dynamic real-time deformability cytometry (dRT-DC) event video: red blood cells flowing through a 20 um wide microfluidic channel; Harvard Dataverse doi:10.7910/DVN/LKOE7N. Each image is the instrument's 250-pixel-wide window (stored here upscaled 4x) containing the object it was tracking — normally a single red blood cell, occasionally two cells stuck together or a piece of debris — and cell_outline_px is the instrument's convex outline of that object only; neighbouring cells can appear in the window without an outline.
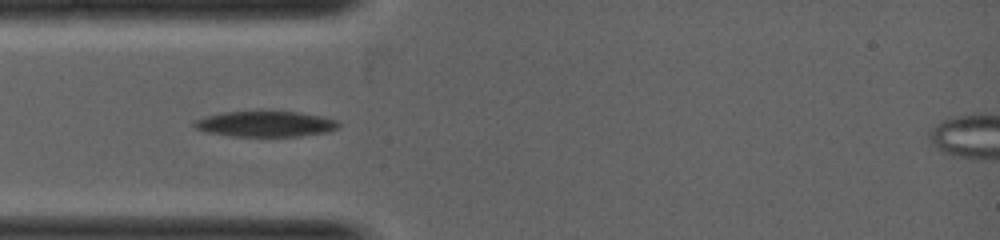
{"species": "common noctule bat (a hibernating species)", "species_latin": "Nyctalus noctula", "temperature_condition": "warm", "stored_images_in_passage": 7, "camera_frame_rate_fps": 5000, "um_per_image_px": 0.085, "animal": {"sex": "female", "body_mass_g": 19.0, "forearm_length_mm": 53.3}, "frame": {"image": 1, "passage_image": 3, "time_ms": 1.2, "image_size_px": [1000, 240], "cell_outline_px": [[340, 128], [328, 132], [296, 136], [232, 136], [204, 132], [196, 128], [192, 124], [192, 120], [204, 116], [224, 112], [300, 112], [320, 116], [336, 120], [340, 124]], "centroid_in_image_um": [22.53, 10.54], "position_along_channel_um": 62.5, "area_um2": 21.56}}
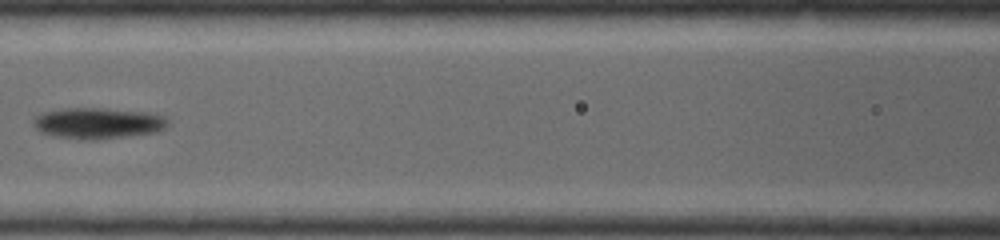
{"frame": {"image": 2, "passage_image": 5, "time_ms": 2.4, "image_size_px": [1000, 240], "cell_outline_px": [[168, 124], [164, 128], [156, 132], [96, 140], [84, 140], [56, 136], [40, 132], [32, 124], [32, 120], [40, 112], [60, 108], [104, 108], [148, 112], [164, 116], [168, 120]], "centroid_in_image_um": [8.28, 10.46], "position_along_channel_um": 158.3, "area_um2": 24.57}}
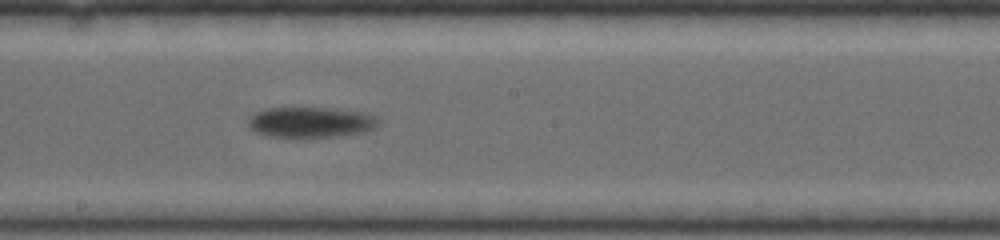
{"frame": {"image": 3, "passage_image": 7, "time_ms": 3.2, "image_size_px": [1000, 240], "cell_outline_px": [[376, 124], [372, 128], [364, 132], [332, 136], [268, 136], [256, 132], [248, 128], [248, 116], [256, 112], [268, 108], [328, 108], [364, 112], [372, 116], [376, 120]], "centroid_in_image_um": [26.31, 10.37], "position_along_channel_um": 221.9, "area_um2": 22.6}}